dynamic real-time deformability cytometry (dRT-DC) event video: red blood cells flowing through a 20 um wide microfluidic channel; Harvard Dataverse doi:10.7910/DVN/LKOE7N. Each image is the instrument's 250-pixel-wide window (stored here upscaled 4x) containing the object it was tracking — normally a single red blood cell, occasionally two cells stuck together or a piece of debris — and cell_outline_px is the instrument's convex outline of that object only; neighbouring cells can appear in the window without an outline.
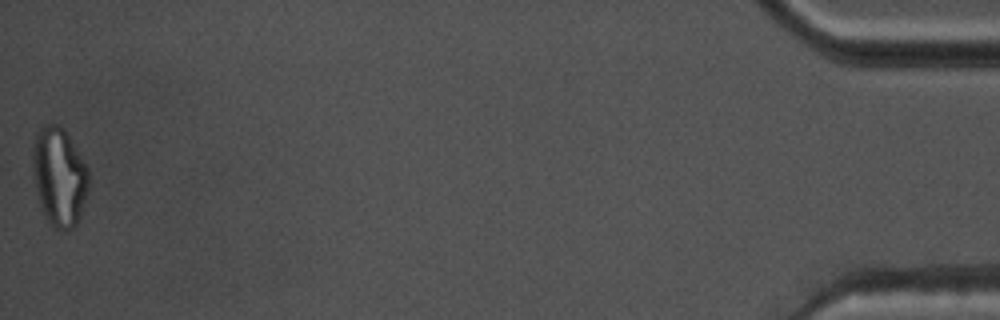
{"species": "common noctule bat (a hibernating species)", "species_latin": "Nyctalus noctula", "temperature_condition": "warm", "stored_images_in_passage": 39, "camera_frame_rate_fps": 3000, "um_per_image_px": 0.085, "animal": {"sex": "male", "body_mass_g": 17.5, "forearm_length_mm": 52.3}, "frame": {"image": 1, "passage_image": 39, "time_ms": 12.667, "image_size_px": [1000, 320], "cell_outline_px": [[88, 192], [76, 228], [68, 232], [64, 232], [48, 224], [40, 208], [36, 188], [32, 164], [32, 148], [36, 132], [40, 124], [60, 124], [64, 128], [88, 168]], "centroid_in_image_um": [5.02, 15.04], "position_along_channel_um": 430.2, "area_um2": 32.89}, "authors_computed_cell_mechanics": {"area_um2": 21.4438, "velocity_mm_per_s": 3.7012, "shape_relaxation_time_tau1_ms": null, "shape_relaxation_time_tau2_ms": 1.8432, "deformation_change_tau1": null, "deformation_change_tau2": 0.1067}}